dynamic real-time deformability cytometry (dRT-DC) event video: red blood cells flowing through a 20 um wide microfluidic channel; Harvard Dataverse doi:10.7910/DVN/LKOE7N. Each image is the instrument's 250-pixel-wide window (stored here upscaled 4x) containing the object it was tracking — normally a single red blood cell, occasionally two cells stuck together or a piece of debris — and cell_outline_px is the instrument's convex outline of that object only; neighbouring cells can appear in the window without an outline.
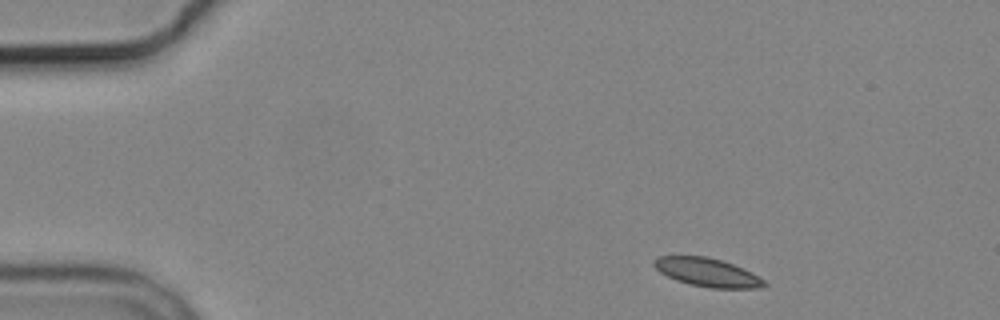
{"species": "common noctule bat (a hibernating species)", "species_latin": "Nyctalus noctula", "temperature_condition": "cold", "stored_images_in_passage": 3, "camera_frame_rate_fps": 3000, "um_per_image_px": 0.085, "animal": {"sex": "male", "body_mass_g": 19.2, "forearm_length_mm": 51.8}, "frame": {"image": 1, "passage_image": 1, "time_ms": 0.0, "image_size_px": [1000, 320], "cell_outline_px": [[768, 284], [764, 288], [708, 288], [688, 284], [676, 280], [660, 272], [652, 264], [652, 260], [660, 256], [708, 256], [744, 268], [752, 272], [764, 280]], "centroid_in_image_um": [60.14, 23.16], "position_along_channel_um": 24.9, "area_um2": 18.44}}
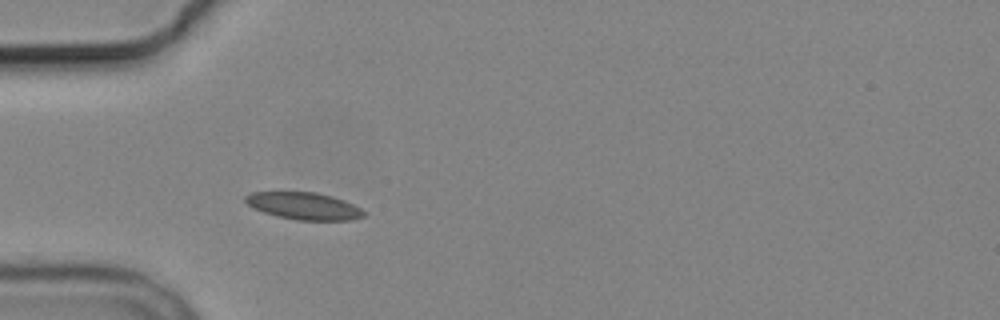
{"frame": {"image": 2, "passage_image": 3, "time_ms": 3.0, "image_size_px": [1000, 320], "cell_outline_px": [[364, 216], [352, 220], [296, 220], [276, 216], [252, 208], [244, 200], [244, 196], [252, 192], [316, 192], [332, 196], [344, 200], [360, 208], [364, 212]], "centroid_in_image_um": [25.8, 17.5], "position_along_channel_um": 59.2, "area_um2": 18.73}}